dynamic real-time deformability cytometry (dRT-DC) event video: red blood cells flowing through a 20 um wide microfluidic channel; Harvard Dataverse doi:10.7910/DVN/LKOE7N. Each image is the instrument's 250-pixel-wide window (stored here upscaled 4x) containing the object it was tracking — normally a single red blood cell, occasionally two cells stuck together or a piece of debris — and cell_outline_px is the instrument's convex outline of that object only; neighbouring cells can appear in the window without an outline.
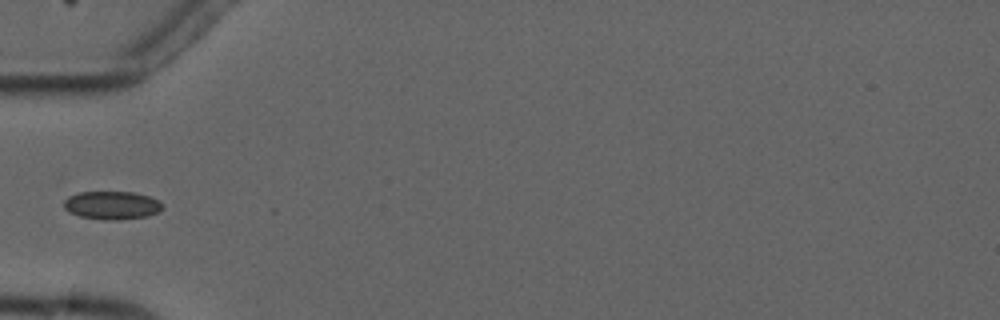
{"species": "common noctule bat (a hibernating species)", "species_latin": "Nyctalus noctula", "temperature_condition": "cold", "stored_images_in_passage": 5, "camera_frame_rate_fps": 3000, "um_per_image_px": 0.085, "animal": {"sex": "male", "forearm_length_mm": 52.5}, "frame": {"image": 1, "passage_image": 5, "time_ms": 4.667, "image_size_px": [1000, 320], "cell_outline_px": [[164, 208], [148, 216], [116, 220], [104, 220], [80, 216], [68, 212], [64, 208], [64, 200], [68, 196], [76, 192], [136, 192], [148, 196], [164, 204]], "centroid_in_image_um": [9.49, 17.44], "position_along_channel_um": 75.5, "area_um2": 16.3}}